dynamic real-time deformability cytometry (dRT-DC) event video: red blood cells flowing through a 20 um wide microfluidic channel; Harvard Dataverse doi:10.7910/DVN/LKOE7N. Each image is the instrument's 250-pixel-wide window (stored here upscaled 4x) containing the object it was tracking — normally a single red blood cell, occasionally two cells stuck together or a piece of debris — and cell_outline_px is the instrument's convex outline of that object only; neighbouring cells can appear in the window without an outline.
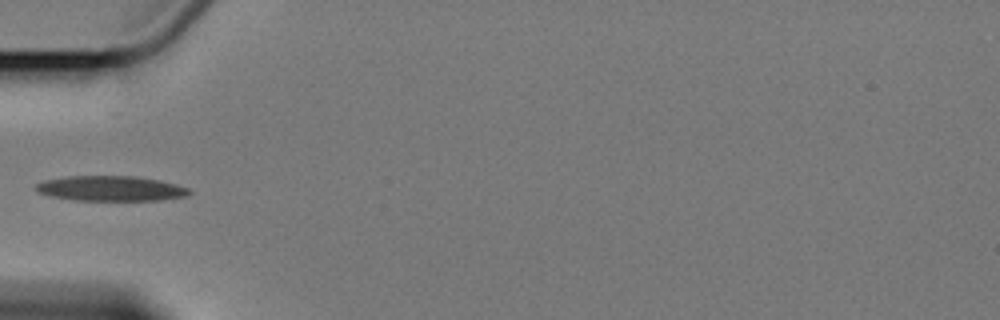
{"species": "Egyptian fruit bat (a non-hibernating species)", "species_latin": "Rousettus aegyptiacus", "temperature_condition": "cold", "stored_images_in_passage": 8, "camera_frame_rate_fps": 3000, "um_per_image_px": 0.085, "animal": {"sex": "female"}, "frame": {"image": 1, "passage_image": 5, "time_ms": 4.667, "image_size_px": [1000, 320], "cell_outline_px": [[192, 192], [188, 196], [160, 200], [72, 200], [52, 196], [40, 192], [36, 188], [36, 184], [44, 180], [68, 176], [136, 176], [160, 180], [176, 184], [188, 188]], "centroid_in_image_um": [9.46, 16.01], "position_along_channel_um": 75.5, "area_um2": 22.37}}
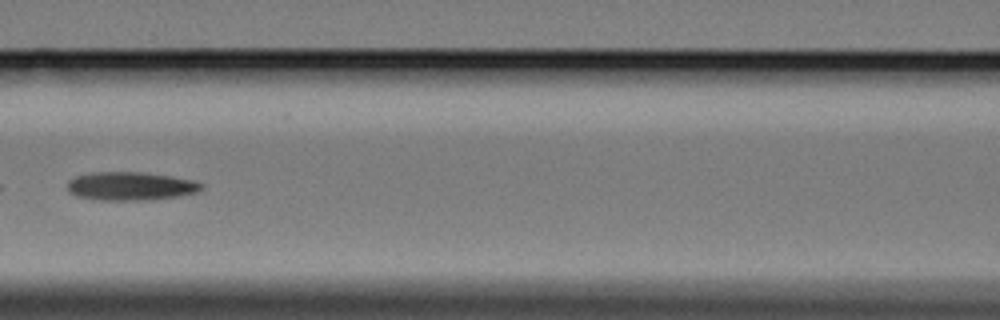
{"frame": {"image": 2, "passage_image": 7, "time_ms": 7.0, "image_size_px": [1000, 320], "cell_outline_px": [[204, 188], [200, 192], [180, 196], [148, 200], [100, 200], [76, 196], [68, 192], [68, 180], [76, 176], [92, 172], [140, 172], [168, 176], [192, 180], [204, 184]], "centroid_in_image_um": [11.11, 15.83], "position_along_channel_um": 155.5, "area_um2": 22.31}}
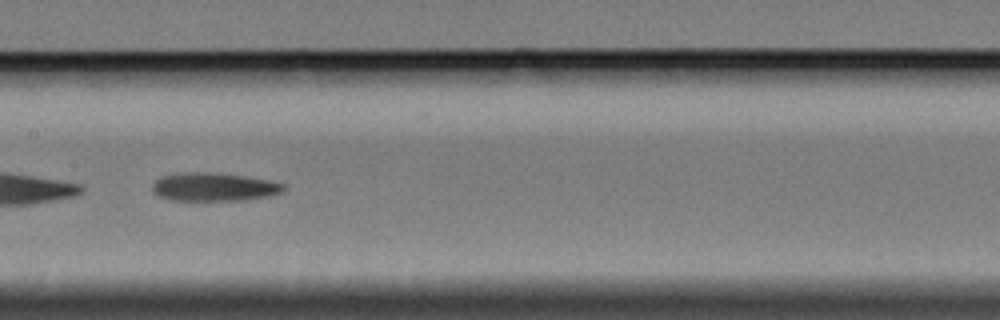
{"frame": {"image": 3, "passage_image": 8, "time_ms": 8.0, "image_size_px": [1000, 320], "cell_outline_px": [[288, 188], [284, 192], [268, 196], [244, 200], [172, 200], [160, 196], [152, 192], [152, 184], [156, 180], [164, 176], [184, 172], [216, 172], [244, 176], [268, 180], [284, 184]], "centroid_in_image_um": [18.22, 15.88], "position_along_channel_um": 189.2, "area_um2": 21.73}}